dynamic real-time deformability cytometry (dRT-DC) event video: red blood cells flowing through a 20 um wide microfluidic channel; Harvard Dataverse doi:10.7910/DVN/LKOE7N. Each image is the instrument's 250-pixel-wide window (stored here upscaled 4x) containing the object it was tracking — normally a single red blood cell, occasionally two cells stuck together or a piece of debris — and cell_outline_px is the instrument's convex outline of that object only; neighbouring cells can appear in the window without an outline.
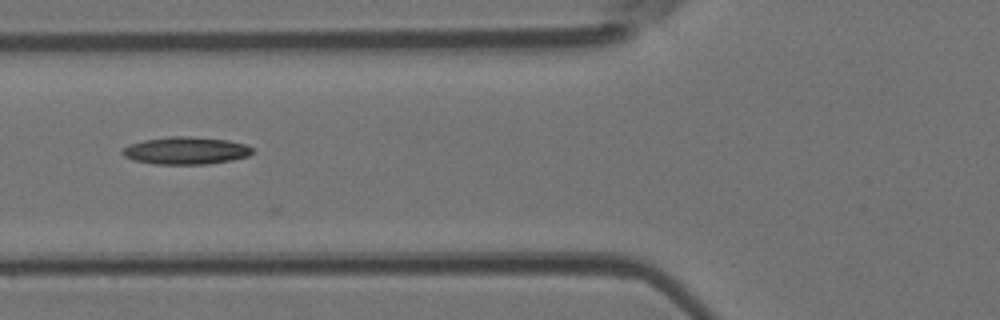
{"species": "Egyptian fruit bat (a non-hibernating species)", "species_latin": "Rousettus aegyptiacus", "temperature_condition": "room temperature", "stored_images_in_passage": 6, "camera_frame_rate_fps": 3000, "um_per_image_px": 0.085, "animal": {"sex": "female"}, "frame": {"image": 1, "passage_image": 6, "time_ms": 1.667, "image_size_px": [1000, 320], "cell_outline_px": [[252, 152], [248, 156], [232, 160], [204, 164], [156, 164], [132, 160], [124, 156], [120, 152], [128, 144], [144, 140], [168, 136], [192, 136], [228, 140], [244, 144], [252, 148]], "centroid_in_image_um": [15.76, 12.79], "position_along_channel_um": 110.0, "area_um2": 20.81}}